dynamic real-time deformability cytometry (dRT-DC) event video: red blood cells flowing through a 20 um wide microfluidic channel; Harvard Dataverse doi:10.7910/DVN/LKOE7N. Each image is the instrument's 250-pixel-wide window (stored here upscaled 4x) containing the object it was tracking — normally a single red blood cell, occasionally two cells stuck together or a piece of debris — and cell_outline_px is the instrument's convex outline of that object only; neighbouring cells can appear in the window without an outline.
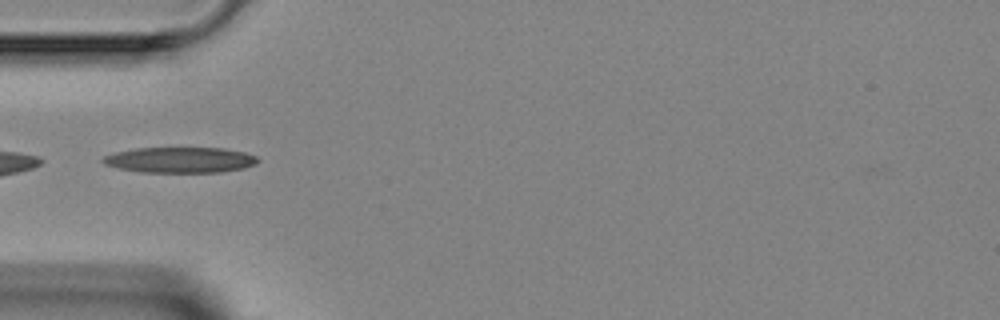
{"species": "Egyptian fruit bat (a non-hibernating species)", "species_latin": "Rousettus aegyptiacus", "temperature_condition": "room temperature", "stored_images_in_passage": 7, "camera_frame_rate_fps": 3000, "um_per_image_px": 0.085, "animal": {"sex": "female"}, "frame": {"image": 1, "passage_image": 7, "time_ms": 7.667, "image_size_px": [1000, 320], "cell_outline_px": [[260, 160], [256, 164], [244, 168], [220, 172], [140, 172], [120, 168], [104, 164], [100, 160], [104, 156], [116, 152], [136, 148], [224, 148], [244, 152], [256, 156]], "centroid_in_image_um": [15.33, 13.59], "position_along_channel_um": 69.7, "area_um2": 23.12}}